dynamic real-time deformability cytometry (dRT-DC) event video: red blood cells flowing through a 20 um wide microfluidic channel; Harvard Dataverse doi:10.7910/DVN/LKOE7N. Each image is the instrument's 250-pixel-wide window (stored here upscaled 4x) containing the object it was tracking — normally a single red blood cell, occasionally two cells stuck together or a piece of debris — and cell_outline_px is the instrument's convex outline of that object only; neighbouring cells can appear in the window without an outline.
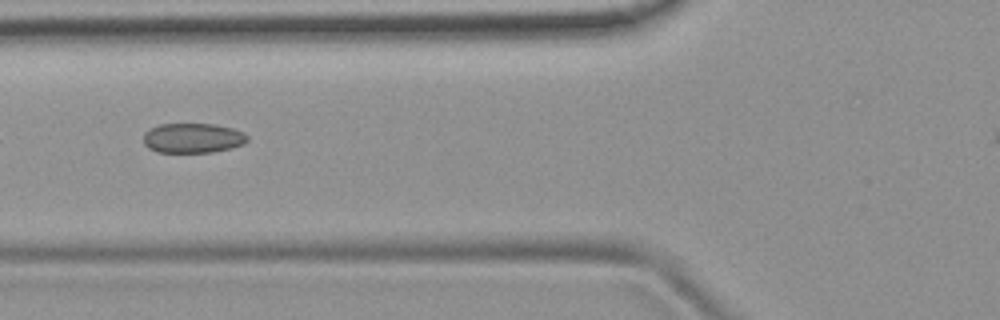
{"species": "common noctule bat (a hibernating species)", "species_latin": "Nyctalus noctula", "temperature_condition": "room temperature", "stored_images_in_passage": 8, "camera_frame_rate_fps": 3000, "um_per_image_px": 0.085, "animal": {"sex": "female", "body_mass_g": 19.9}, "frame": {"image": 1, "passage_image": 6, "time_ms": 7.0, "image_size_px": [1000, 320], "cell_outline_px": [[248, 140], [244, 144], [232, 148], [212, 152], [156, 152], [148, 148], [144, 144], [144, 132], [160, 124], [212, 124], [232, 128], [244, 132], [248, 136]], "centroid_in_image_um": [16.4, 11.74], "position_along_channel_um": 109.4, "area_um2": 18.09}}
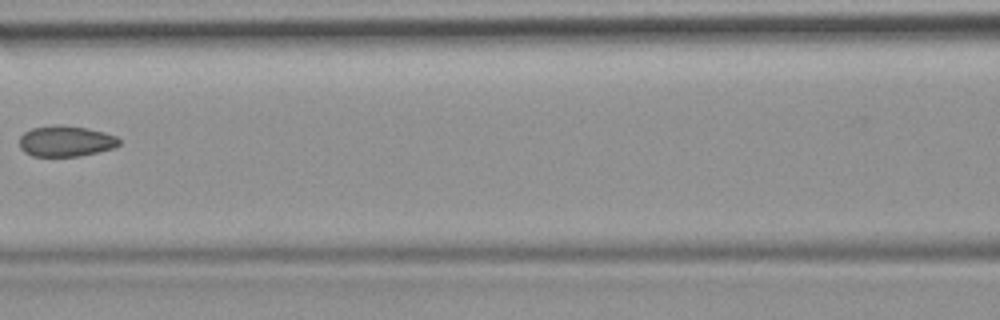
{"frame": {"image": 2, "passage_image": 7, "time_ms": 8.333, "image_size_px": [1000, 320], "cell_outline_px": [[120, 144], [112, 148], [80, 156], [32, 156], [24, 152], [20, 148], [20, 136], [24, 132], [32, 128], [88, 128], [104, 132], [116, 136], [120, 140]], "centroid_in_image_um": [5.6, 12.05], "position_along_channel_um": 161.0, "area_um2": 17.11}}
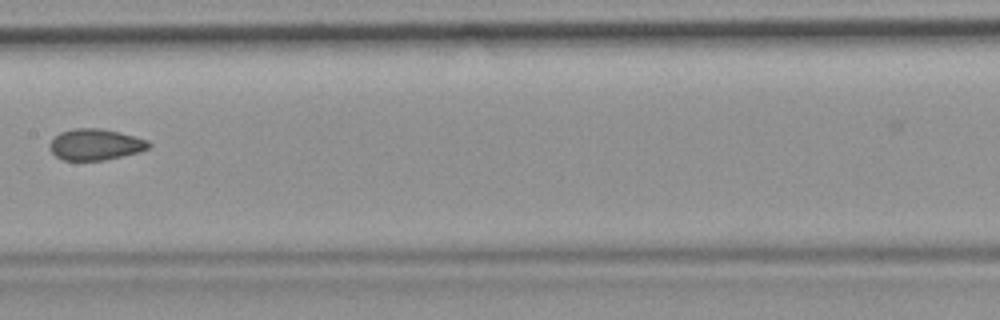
{"frame": {"image": 3, "passage_image": 8, "time_ms": 9.333, "image_size_px": [1000, 320], "cell_outline_px": [[152, 144], [148, 148], [136, 152], [104, 160], [64, 160], [56, 156], [52, 152], [48, 144], [60, 132], [76, 128], [100, 128], [120, 132], [148, 140]], "centroid_in_image_um": [8.1, 12.27], "position_along_channel_um": 199.3, "area_um2": 17.8}}